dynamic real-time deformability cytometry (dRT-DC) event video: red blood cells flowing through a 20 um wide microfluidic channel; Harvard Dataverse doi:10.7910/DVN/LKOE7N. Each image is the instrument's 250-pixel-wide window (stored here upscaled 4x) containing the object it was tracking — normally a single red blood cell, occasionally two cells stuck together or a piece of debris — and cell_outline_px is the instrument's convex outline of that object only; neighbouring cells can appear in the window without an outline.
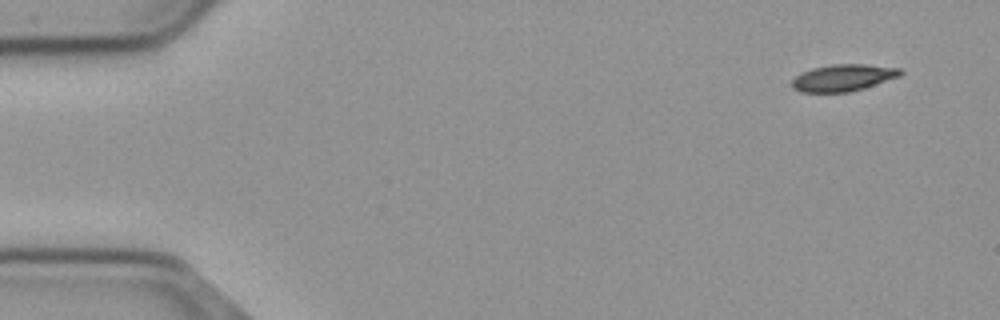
{"species": "common noctule bat (a hibernating species)", "species_latin": "Nyctalus noctula", "temperature_condition": "cold", "stored_images_in_passage": 53, "camera_frame_rate_fps": 3000, "um_per_image_px": 0.085, "animal": {"sex": "male", "body_mass_g": 23.1, "forearm_length_mm": 52.7}, "frame": {"image": 1, "passage_image": 1, "time_ms": 0.0, "image_size_px": [1000, 320], "cell_outline_px": [[904, 72], [900, 76], [864, 88], [848, 92], [800, 92], [792, 88], [792, 80], [800, 72], [812, 68], [832, 64], [864, 64], [900, 68]], "centroid_in_image_um": [71.65, 6.6], "position_along_channel_um": 13.3, "area_um2": 16.99}}
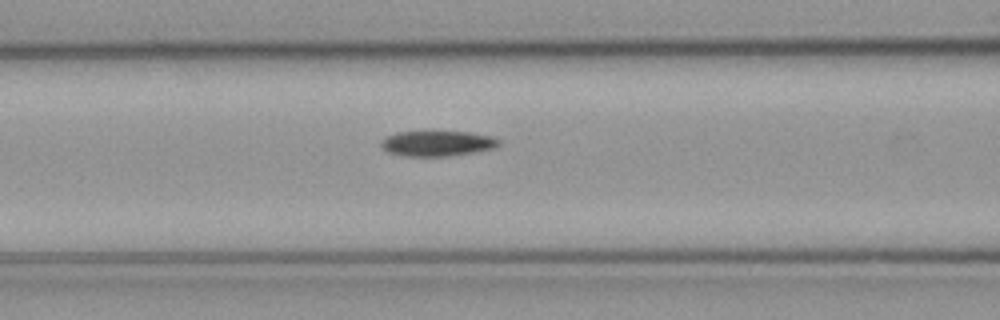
{"frame": {"image": 2, "passage_image": 20, "time_ms": 6.333, "image_size_px": [1000, 320], "cell_outline_px": [[500, 144], [492, 148], [472, 152], [448, 156], [404, 156], [388, 152], [380, 144], [380, 140], [396, 132], [468, 132], [492, 136], [500, 140]], "centroid_in_image_um": [37.15, 12.19], "position_along_channel_um": 129.5, "area_um2": 17.17}}
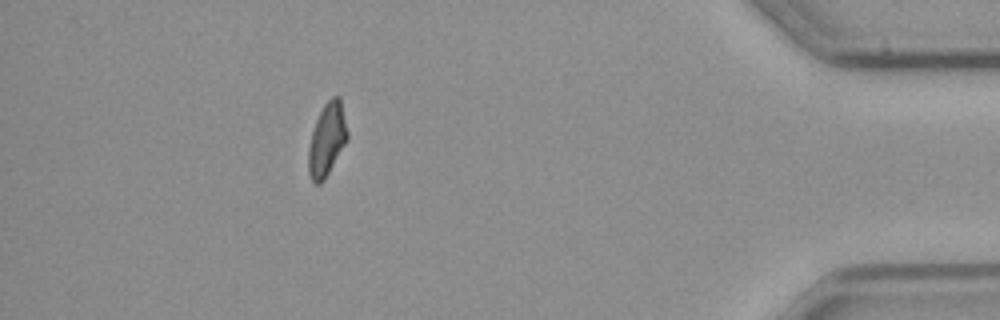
{"frame": {"image": 3, "passage_image": 47, "time_ms": 15.333, "image_size_px": [1000, 320], "cell_outline_px": [[348, 140], [324, 180], [320, 184], [316, 184], [312, 180], [308, 172], [308, 148], [312, 132], [316, 120], [324, 104], [332, 96], [340, 96], [348, 132]], "centroid_in_image_um": [27.8, 11.86], "position_along_channel_um": 407.4, "area_um2": 16.59}, "authors_computed_cell_mechanics": {"area_um2": 17.1666, "velocity_mm_per_s": 3.7003, "shape_relaxation_time_tau1_ms": null, "shape_relaxation_time_tau2_ms": 10.8411, "deformation_change_tau1": null, "deformation_change_tau2": 0.1745}}